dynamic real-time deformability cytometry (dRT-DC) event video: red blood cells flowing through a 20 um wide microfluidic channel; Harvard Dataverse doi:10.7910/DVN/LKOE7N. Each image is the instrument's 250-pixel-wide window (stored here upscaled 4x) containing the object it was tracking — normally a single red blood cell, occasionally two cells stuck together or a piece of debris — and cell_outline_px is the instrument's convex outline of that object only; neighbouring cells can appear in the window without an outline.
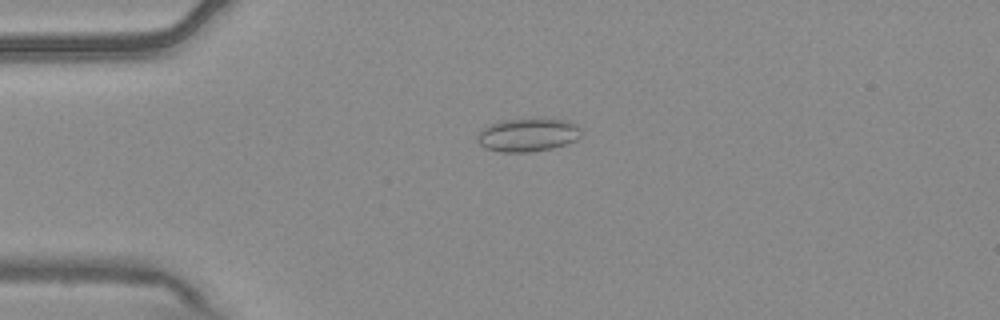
{"species": "common noctule bat (a hibernating species)", "species_latin": "Nyctalus noctula", "temperature_condition": "warm", "stored_images_in_passage": 7, "camera_frame_rate_fps": 3000, "um_per_image_px": 0.085, "animal": {"sex": "male", "body_mass_g": 20.4}, "frame": {"image": 1, "passage_image": 4, "time_ms": 1.0, "image_size_px": [1000, 320], "cell_outline_px": [[584, 128], [580, 136], [576, 140], [552, 148], [528, 152], [500, 152], [484, 148], [476, 140], [476, 136], [488, 124], [500, 120], [568, 120]], "centroid_in_image_um": [44.86, 11.48], "position_along_channel_um": 40.1, "area_um2": 20.06}}
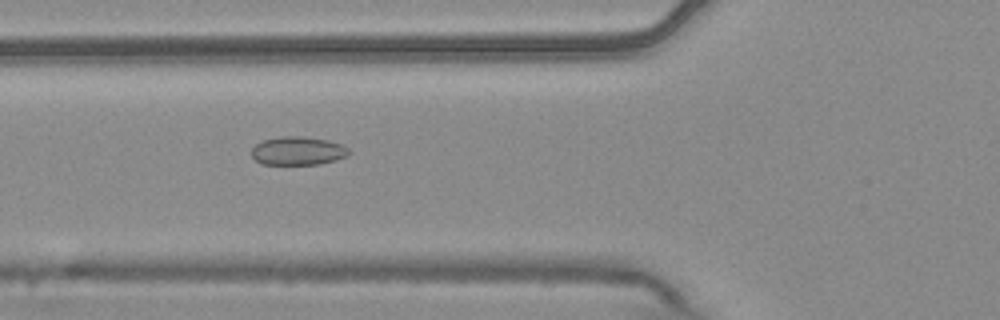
{"frame": {"image": 2, "passage_image": 6, "time_ms": 1.667, "image_size_px": [1000, 320], "cell_outline_px": [[352, 152], [348, 156], [336, 160], [320, 164], [260, 164], [252, 156], [252, 148], [256, 144], [264, 140], [280, 136], [300, 136], [328, 140], [340, 144], [348, 148]], "centroid_in_image_um": [25.34, 12.82], "position_along_channel_um": 100.5, "area_um2": 16.18}}
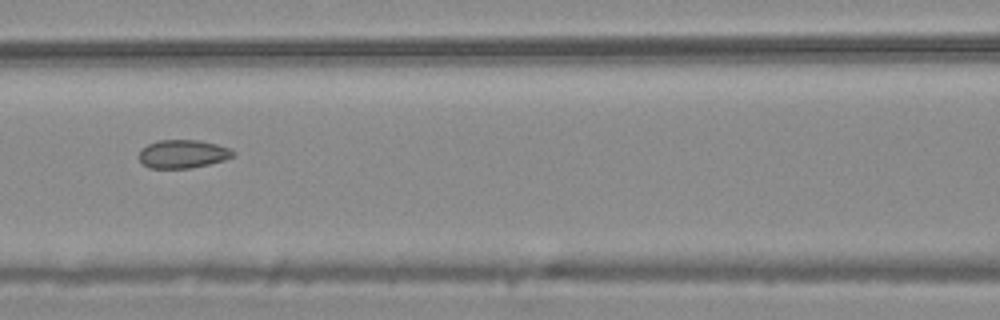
{"frame": {"image": 3, "passage_image": 7, "time_ms": 2.0, "image_size_px": [1000, 320], "cell_outline_px": [[236, 156], [224, 160], [192, 168], [148, 168], [136, 156], [140, 148], [148, 144], [160, 140], [200, 140], [216, 144], [228, 148], [236, 152]], "centroid_in_image_um": [15.52, 13.08], "position_along_channel_um": 151.1, "area_um2": 15.72}}